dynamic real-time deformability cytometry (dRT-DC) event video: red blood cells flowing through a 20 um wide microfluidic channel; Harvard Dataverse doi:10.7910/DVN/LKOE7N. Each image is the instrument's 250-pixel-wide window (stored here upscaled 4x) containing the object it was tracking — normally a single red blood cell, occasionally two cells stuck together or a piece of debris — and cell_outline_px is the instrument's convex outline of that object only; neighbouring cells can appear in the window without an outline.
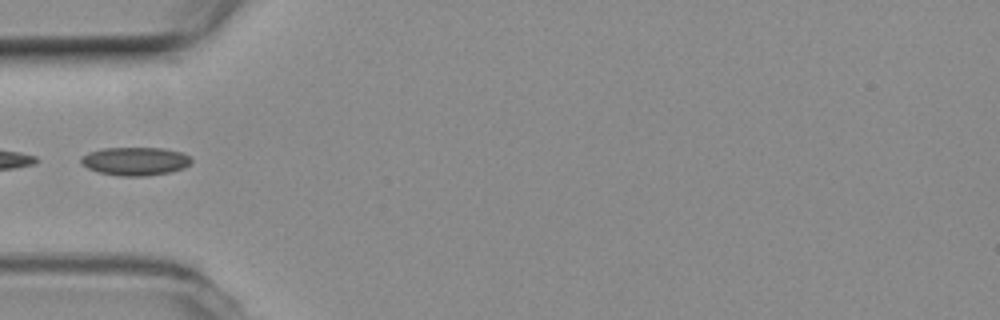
{"species": "common noctule bat (a hibernating species)", "species_latin": "Nyctalus noctula", "temperature_condition": "room temperature", "stored_images_in_passage": 36, "camera_frame_rate_fps": 3000, "um_per_image_px": 0.085, "animal": {"sex": "female", "body_mass_g": 19.3, "forearm_length_mm": 54.1}, "frame": {"image": 1, "passage_image": 1, "time_ms": 0.0, "image_size_px": [1000, 320], "cell_outline_px": [[192, 160], [184, 168], [172, 172], [144, 176], [120, 176], [100, 172], [88, 168], [80, 164], [80, 156], [88, 152], [100, 148], [164, 148], [184, 152]], "centroid_in_image_um": [11.47, 13.69], "position_along_channel_um": 73.5, "area_um2": 18.38}}
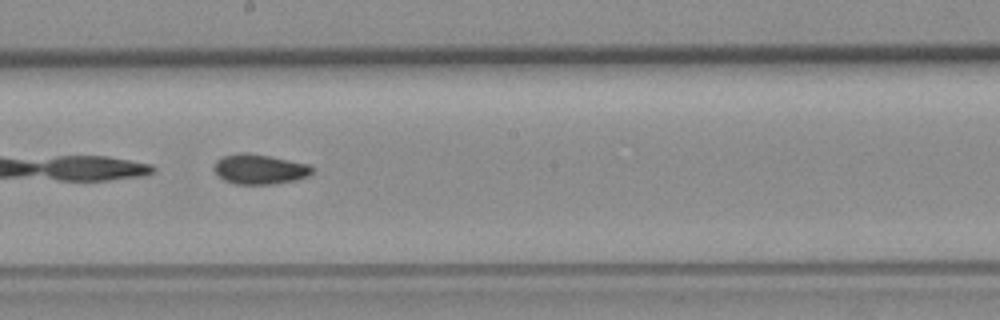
{"frame": {"image": 2, "passage_image": 13, "time_ms": 4.0, "image_size_px": [1000, 320], "cell_outline_px": [[316, 168], [308, 176], [296, 180], [276, 184], [236, 184], [224, 180], [216, 172], [216, 160], [224, 156], [240, 152], [248, 152], [308, 164]], "centroid_in_image_um": [22.11, 14.38], "position_along_channel_um": 226.1, "area_um2": 16.99}}
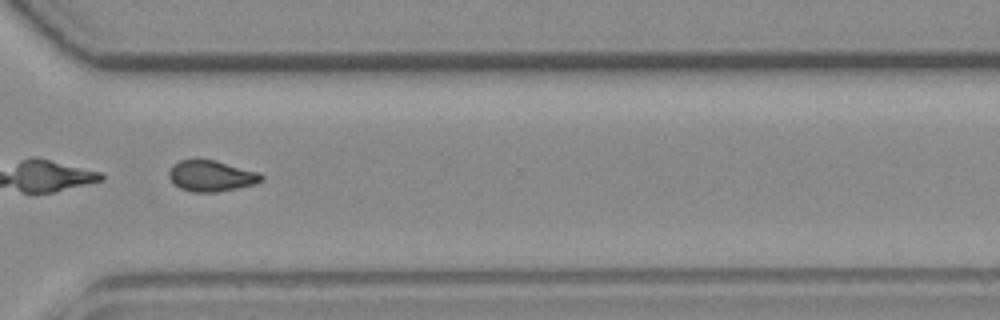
{"frame": {"image": 3, "passage_image": 23, "time_ms": 7.333, "image_size_px": [1000, 320], "cell_outline_px": [[264, 180], [256, 184], [216, 192], [192, 192], [180, 188], [168, 176], [168, 172], [172, 164], [180, 160], [216, 160], [260, 172], [264, 176]], "centroid_in_image_um": [17.99, 14.95], "position_along_channel_um": 352.6, "area_um2": 16.76}}